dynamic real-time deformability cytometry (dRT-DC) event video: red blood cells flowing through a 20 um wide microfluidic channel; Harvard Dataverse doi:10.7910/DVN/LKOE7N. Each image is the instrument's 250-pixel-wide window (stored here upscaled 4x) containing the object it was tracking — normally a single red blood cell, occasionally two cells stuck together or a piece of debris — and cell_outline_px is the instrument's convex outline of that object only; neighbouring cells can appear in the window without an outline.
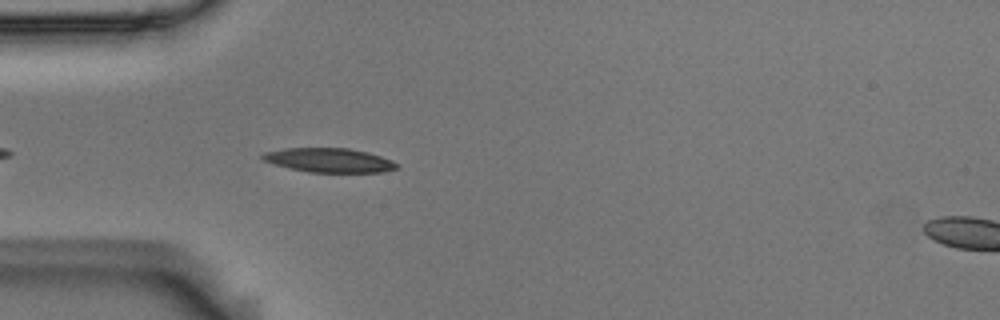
{"species": "Egyptian fruit bat (a non-hibernating species)", "species_latin": "Rousettus aegyptiacus", "temperature_condition": "room temperature", "stored_images_in_passage": 17, "camera_frame_rate_fps": 3000, "um_per_image_px": 0.085, "animal": {"sex": "male"}, "frame": {"image": 1, "passage_image": 4, "time_ms": 1.0, "image_size_px": [1000, 320], "cell_outline_px": [[400, 168], [384, 172], [308, 172], [276, 164], [264, 160], [260, 156], [264, 152], [284, 148], [348, 148], [368, 152], [392, 160]], "centroid_in_image_um": [28.01, 13.61], "position_along_channel_um": 57.0, "area_um2": 18.79}}
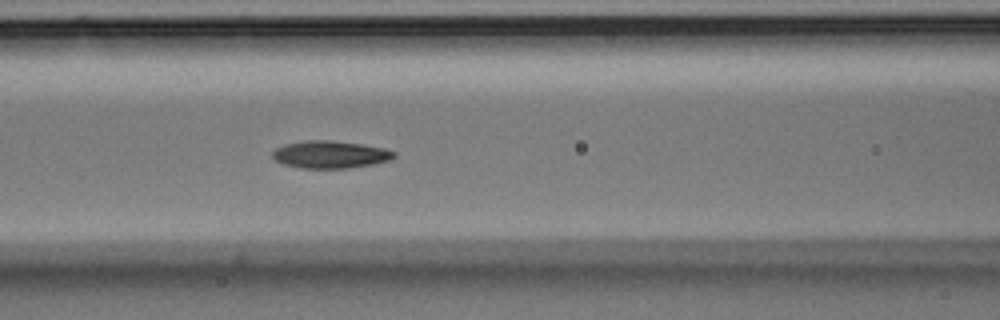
{"frame": {"image": 2, "passage_image": 11, "time_ms": 3.333, "image_size_px": [1000, 320], "cell_outline_px": [[396, 156], [388, 160], [372, 164], [348, 168], [300, 168], [284, 164], [272, 160], [272, 152], [276, 148], [284, 144], [308, 140], [332, 140], [360, 144], [384, 148], [396, 152]], "centroid_in_image_um": [28.03, 13.13], "position_along_channel_um": 138.6, "area_um2": 19.42}}
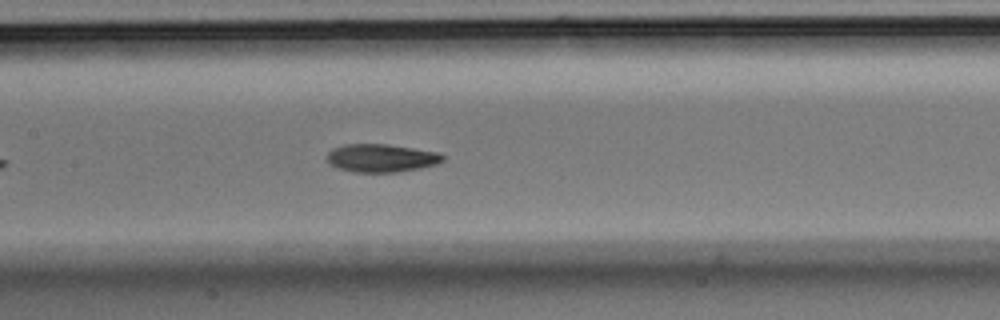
{"frame": {"image": 3, "passage_image": 14, "time_ms": 4.333, "image_size_px": [1000, 320], "cell_outline_px": [[444, 160], [436, 164], [420, 168], [396, 172], [356, 172], [336, 168], [328, 164], [328, 152], [332, 148], [344, 144], [388, 144], [440, 152], [444, 156]], "centroid_in_image_um": [32.4, 13.43], "position_along_channel_um": 175.0, "area_um2": 19.07}}